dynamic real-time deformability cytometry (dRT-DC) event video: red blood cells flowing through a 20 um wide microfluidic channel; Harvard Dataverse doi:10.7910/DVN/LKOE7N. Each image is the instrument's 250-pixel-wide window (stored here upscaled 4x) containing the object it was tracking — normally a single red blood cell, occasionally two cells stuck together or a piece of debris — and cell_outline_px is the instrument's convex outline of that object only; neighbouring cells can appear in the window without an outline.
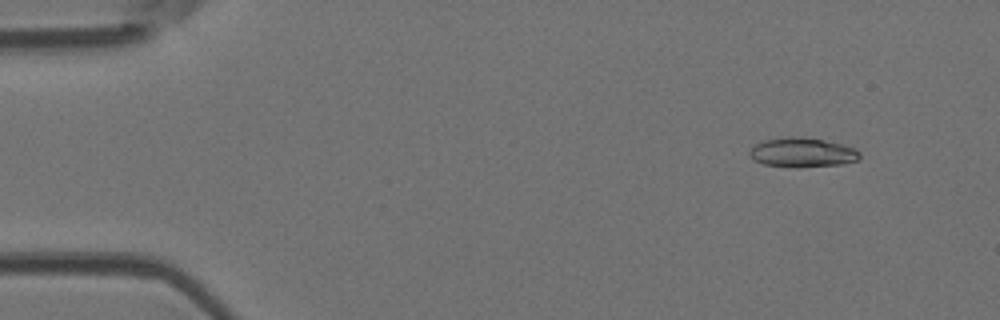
{"species": "Egyptian fruit bat (a non-hibernating species)", "species_latin": "Rousettus aegyptiacus", "temperature_condition": "room temperature", "stored_images_in_passage": 5, "camera_frame_rate_fps": 3000, "um_per_image_px": 0.085, "animal": {"sex": "female"}, "frame": {"image": 1, "passage_image": 2, "time_ms": 0.333, "image_size_px": [1000, 320], "cell_outline_px": [[860, 156], [856, 160], [840, 164], [764, 164], [752, 160], [748, 156], [748, 152], [752, 144], [764, 140], [788, 136], [800, 136], [840, 144], [856, 148], [860, 152]], "centroid_in_image_um": [68.11, 12.89], "position_along_channel_um": 16.9, "area_um2": 17.98}}
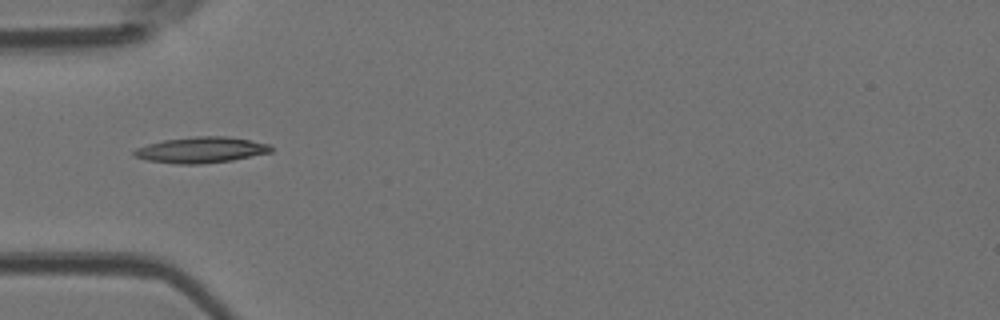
{"frame": {"image": 2, "passage_image": 5, "time_ms": 1.333, "image_size_px": [1000, 320], "cell_outline_px": [[272, 152], [232, 160], [200, 164], [176, 164], [148, 160], [132, 156], [132, 152], [136, 148], [148, 144], [164, 140], [196, 136], [228, 136], [268, 144], [272, 148]], "centroid_in_image_um": [17.06, 12.74], "position_along_channel_um": 67.9, "area_um2": 20.58}}